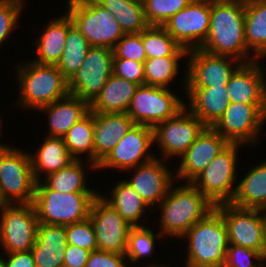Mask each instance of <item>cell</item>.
<instances>
[{
    "label": "cell",
    "mask_w": 266,
    "mask_h": 267,
    "mask_svg": "<svg viewBox=\"0 0 266 267\" xmlns=\"http://www.w3.org/2000/svg\"><path fill=\"white\" fill-rule=\"evenodd\" d=\"M201 49L249 63L257 58L245 40V0L211 2L208 36Z\"/></svg>",
    "instance_id": "obj_1"
},
{
    "label": "cell",
    "mask_w": 266,
    "mask_h": 267,
    "mask_svg": "<svg viewBox=\"0 0 266 267\" xmlns=\"http://www.w3.org/2000/svg\"><path fill=\"white\" fill-rule=\"evenodd\" d=\"M176 183L156 208L160 213L157 230L167 241L168 237L179 240L193 224L207 217L216 206L191 183Z\"/></svg>",
    "instance_id": "obj_2"
},
{
    "label": "cell",
    "mask_w": 266,
    "mask_h": 267,
    "mask_svg": "<svg viewBox=\"0 0 266 267\" xmlns=\"http://www.w3.org/2000/svg\"><path fill=\"white\" fill-rule=\"evenodd\" d=\"M19 85L16 105L22 110H38L69 94L68 80L56 65L26 61L15 64Z\"/></svg>",
    "instance_id": "obj_3"
},
{
    "label": "cell",
    "mask_w": 266,
    "mask_h": 267,
    "mask_svg": "<svg viewBox=\"0 0 266 267\" xmlns=\"http://www.w3.org/2000/svg\"><path fill=\"white\" fill-rule=\"evenodd\" d=\"M180 240L187 244L183 267H224L229 246L227 227L215 209L193 224Z\"/></svg>",
    "instance_id": "obj_4"
},
{
    "label": "cell",
    "mask_w": 266,
    "mask_h": 267,
    "mask_svg": "<svg viewBox=\"0 0 266 267\" xmlns=\"http://www.w3.org/2000/svg\"><path fill=\"white\" fill-rule=\"evenodd\" d=\"M99 192L63 193L36 182L33 206L39 223L67 226L89 218L91 204Z\"/></svg>",
    "instance_id": "obj_5"
},
{
    "label": "cell",
    "mask_w": 266,
    "mask_h": 267,
    "mask_svg": "<svg viewBox=\"0 0 266 267\" xmlns=\"http://www.w3.org/2000/svg\"><path fill=\"white\" fill-rule=\"evenodd\" d=\"M242 144L229 143L190 183L214 205L230 203L236 191ZM242 148V149H241ZM236 184V185H235Z\"/></svg>",
    "instance_id": "obj_6"
},
{
    "label": "cell",
    "mask_w": 266,
    "mask_h": 267,
    "mask_svg": "<svg viewBox=\"0 0 266 267\" xmlns=\"http://www.w3.org/2000/svg\"><path fill=\"white\" fill-rule=\"evenodd\" d=\"M36 180L29 152L13 145L0 147V204L33 203Z\"/></svg>",
    "instance_id": "obj_7"
},
{
    "label": "cell",
    "mask_w": 266,
    "mask_h": 267,
    "mask_svg": "<svg viewBox=\"0 0 266 267\" xmlns=\"http://www.w3.org/2000/svg\"><path fill=\"white\" fill-rule=\"evenodd\" d=\"M66 3L64 11L91 46L113 50L125 35L114 15L95 0H66Z\"/></svg>",
    "instance_id": "obj_8"
},
{
    "label": "cell",
    "mask_w": 266,
    "mask_h": 267,
    "mask_svg": "<svg viewBox=\"0 0 266 267\" xmlns=\"http://www.w3.org/2000/svg\"><path fill=\"white\" fill-rule=\"evenodd\" d=\"M264 125H266V104L230 102L212 128L229 143H238L249 148L259 144Z\"/></svg>",
    "instance_id": "obj_9"
},
{
    "label": "cell",
    "mask_w": 266,
    "mask_h": 267,
    "mask_svg": "<svg viewBox=\"0 0 266 267\" xmlns=\"http://www.w3.org/2000/svg\"><path fill=\"white\" fill-rule=\"evenodd\" d=\"M177 95L174 88L139 85L126 113L135 124L154 128L185 108V97Z\"/></svg>",
    "instance_id": "obj_10"
},
{
    "label": "cell",
    "mask_w": 266,
    "mask_h": 267,
    "mask_svg": "<svg viewBox=\"0 0 266 267\" xmlns=\"http://www.w3.org/2000/svg\"><path fill=\"white\" fill-rule=\"evenodd\" d=\"M185 61V74L181 79L183 87L181 94L185 95L186 88L225 87L241 61L229 57L208 53L201 48L188 50ZM187 68V69H186Z\"/></svg>",
    "instance_id": "obj_11"
},
{
    "label": "cell",
    "mask_w": 266,
    "mask_h": 267,
    "mask_svg": "<svg viewBox=\"0 0 266 267\" xmlns=\"http://www.w3.org/2000/svg\"><path fill=\"white\" fill-rule=\"evenodd\" d=\"M38 226L32 203L0 205L1 253L30 251L37 239Z\"/></svg>",
    "instance_id": "obj_12"
},
{
    "label": "cell",
    "mask_w": 266,
    "mask_h": 267,
    "mask_svg": "<svg viewBox=\"0 0 266 267\" xmlns=\"http://www.w3.org/2000/svg\"><path fill=\"white\" fill-rule=\"evenodd\" d=\"M206 127L197 116L183 108L175 117L153 128L154 144L160 150L155 157L169 163L170 160L180 159Z\"/></svg>",
    "instance_id": "obj_13"
},
{
    "label": "cell",
    "mask_w": 266,
    "mask_h": 267,
    "mask_svg": "<svg viewBox=\"0 0 266 267\" xmlns=\"http://www.w3.org/2000/svg\"><path fill=\"white\" fill-rule=\"evenodd\" d=\"M227 227L229 245L246 247L266 257L263 210L244 209L223 203L215 206Z\"/></svg>",
    "instance_id": "obj_14"
},
{
    "label": "cell",
    "mask_w": 266,
    "mask_h": 267,
    "mask_svg": "<svg viewBox=\"0 0 266 267\" xmlns=\"http://www.w3.org/2000/svg\"><path fill=\"white\" fill-rule=\"evenodd\" d=\"M113 57L112 49L91 46L83 64L68 81L69 94L91 104L113 73Z\"/></svg>",
    "instance_id": "obj_15"
},
{
    "label": "cell",
    "mask_w": 266,
    "mask_h": 267,
    "mask_svg": "<svg viewBox=\"0 0 266 267\" xmlns=\"http://www.w3.org/2000/svg\"><path fill=\"white\" fill-rule=\"evenodd\" d=\"M153 139V128L135 124L126 135L119 140L110 154L97 166L99 169H117L126 173L127 170L135 168L153 160L156 156ZM155 154V155H154Z\"/></svg>",
    "instance_id": "obj_16"
},
{
    "label": "cell",
    "mask_w": 266,
    "mask_h": 267,
    "mask_svg": "<svg viewBox=\"0 0 266 267\" xmlns=\"http://www.w3.org/2000/svg\"><path fill=\"white\" fill-rule=\"evenodd\" d=\"M211 17V2L192 0L163 24L173 39L187 50L201 48L205 42Z\"/></svg>",
    "instance_id": "obj_17"
},
{
    "label": "cell",
    "mask_w": 266,
    "mask_h": 267,
    "mask_svg": "<svg viewBox=\"0 0 266 267\" xmlns=\"http://www.w3.org/2000/svg\"><path fill=\"white\" fill-rule=\"evenodd\" d=\"M89 219L95 231L97 250L125 254L132 226L100 193L91 204Z\"/></svg>",
    "instance_id": "obj_18"
},
{
    "label": "cell",
    "mask_w": 266,
    "mask_h": 267,
    "mask_svg": "<svg viewBox=\"0 0 266 267\" xmlns=\"http://www.w3.org/2000/svg\"><path fill=\"white\" fill-rule=\"evenodd\" d=\"M166 162L164 159L155 157L145 164L127 170L128 175L130 172L133 175L126 177L125 180L139 193L153 212L176 182L175 166L171 170V166Z\"/></svg>",
    "instance_id": "obj_19"
},
{
    "label": "cell",
    "mask_w": 266,
    "mask_h": 267,
    "mask_svg": "<svg viewBox=\"0 0 266 267\" xmlns=\"http://www.w3.org/2000/svg\"><path fill=\"white\" fill-rule=\"evenodd\" d=\"M229 142L212 127L207 126L187 151L176 160V182L190 183Z\"/></svg>",
    "instance_id": "obj_20"
},
{
    "label": "cell",
    "mask_w": 266,
    "mask_h": 267,
    "mask_svg": "<svg viewBox=\"0 0 266 267\" xmlns=\"http://www.w3.org/2000/svg\"><path fill=\"white\" fill-rule=\"evenodd\" d=\"M266 68L258 60L242 63L228 84L230 102L238 104H266Z\"/></svg>",
    "instance_id": "obj_21"
},
{
    "label": "cell",
    "mask_w": 266,
    "mask_h": 267,
    "mask_svg": "<svg viewBox=\"0 0 266 267\" xmlns=\"http://www.w3.org/2000/svg\"><path fill=\"white\" fill-rule=\"evenodd\" d=\"M94 164L98 166L135 122L127 113H94Z\"/></svg>",
    "instance_id": "obj_22"
},
{
    "label": "cell",
    "mask_w": 266,
    "mask_h": 267,
    "mask_svg": "<svg viewBox=\"0 0 266 267\" xmlns=\"http://www.w3.org/2000/svg\"><path fill=\"white\" fill-rule=\"evenodd\" d=\"M48 118L47 137L63 138L67 131L90 112V104L75 95L54 101L37 110Z\"/></svg>",
    "instance_id": "obj_23"
},
{
    "label": "cell",
    "mask_w": 266,
    "mask_h": 267,
    "mask_svg": "<svg viewBox=\"0 0 266 267\" xmlns=\"http://www.w3.org/2000/svg\"><path fill=\"white\" fill-rule=\"evenodd\" d=\"M185 107L206 126L212 127L230 103L227 87L186 88Z\"/></svg>",
    "instance_id": "obj_24"
},
{
    "label": "cell",
    "mask_w": 266,
    "mask_h": 267,
    "mask_svg": "<svg viewBox=\"0 0 266 267\" xmlns=\"http://www.w3.org/2000/svg\"><path fill=\"white\" fill-rule=\"evenodd\" d=\"M59 15L48 20L39 37L34 38L36 56L31 61L48 65H57L60 61L69 31V15L66 11Z\"/></svg>",
    "instance_id": "obj_25"
},
{
    "label": "cell",
    "mask_w": 266,
    "mask_h": 267,
    "mask_svg": "<svg viewBox=\"0 0 266 267\" xmlns=\"http://www.w3.org/2000/svg\"><path fill=\"white\" fill-rule=\"evenodd\" d=\"M66 246L65 226L39 223L37 239L31 249L35 267H63Z\"/></svg>",
    "instance_id": "obj_26"
},
{
    "label": "cell",
    "mask_w": 266,
    "mask_h": 267,
    "mask_svg": "<svg viewBox=\"0 0 266 267\" xmlns=\"http://www.w3.org/2000/svg\"><path fill=\"white\" fill-rule=\"evenodd\" d=\"M114 185L109 195L99 193L132 227L144 226L146 223L141 222H145V218L148 220L147 213H153V210L124 178Z\"/></svg>",
    "instance_id": "obj_27"
},
{
    "label": "cell",
    "mask_w": 266,
    "mask_h": 267,
    "mask_svg": "<svg viewBox=\"0 0 266 267\" xmlns=\"http://www.w3.org/2000/svg\"><path fill=\"white\" fill-rule=\"evenodd\" d=\"M231 205L266 210V160L259 161L238 181Z\"/></svg>",
    "instance_id": "obj_28"
},
{
    "label": "cell",
    "mask_w": 266,
    "mask_h": 267,
    "mask_svg": "<svg viewBox=\"0 0 266 267\" xmlns=\"http://www.w3.org/2000/svg\"><path fill=\"white\" fill-rule=\"evenodd\" d=\"M36 151L29 152L33 175L40 181L51 172L67 167L75 159L68 152L63 138L44 136Z\"/></svg>",
    "instance_id": "obj_29"
},
{
    "label": "cell",
    "mask_w": 266,
    "mask_h": 267,
    "mask_svg": "<svg viewBox=\"0 0 266 267\" xmlns=\"http://www.w3.org/2000/svg\"><path fill=\"white\" fill-rule=\"evenodd\" d=\"M88 166V167H87ZM86 167V168H85ZM88 169V170H87ZM97 170V166L84 159L74 160L67 167L51 172L41 181L50 189L63 193L73 192H100L97 188L87 185L90 173L86 171ZM87 179V180H86Z\"/></svg>",
    "instance_id": "obj_30"
},
{
    "label": "cell",
    "mask_w": 266,
    "mask_h": 267,
    "mask_svg": "<svg viewBox=\"0 0 266 267\" xmlns=\"http://www.w3.org/2000/svg\"><path fill=\"white\" fill-rule=\"evenodd\" d=\"M138 87V84L112 73L100 94L90 104V111L94 113H126Z\"/></svg>",
    "instance_id": "obj_31"
},
{
    "label": "cell",
    "mask_w": 266,
    "mask_h": 267,
    "mask_svg": "<svg viewBox=\"0 0 266 267\" xmlns=\"http://www.w3.org/2000/svg\"><path fill=\"white\" fill-rule=\"evenodd\" d=\"M245 40L256 58L266 50V0H245Z\"/></svg>",
    "instance_id": "obj_32"
},
{
    "label": "cell",
    "mask_w": 266,
    "mask_h": 267,
    "mask_svg": "<svg viewBox=\"0 0 266 267\" xmlns=\"http://www.w3.org/2000/svg\"><path fill=\"white\" fill-rule=\"evenodd\" d=\"M114 15L125 34L141 33L150 25L145 18L143 3L136 0H95Z\"/></svg>",
    "instance_id": "obj_33"
},
{
    "label": "cell",
    "mask_w": 266,
    "mask_h": 267,
    "mask_svg": "<svg viewBox=\"0 0 266 267\" xmlns=\"http://www.w3.org/2000/svg\"><path fill=\"white\" fill-rule=\"evenodd\" d=\"M63 141L67 146L68 152L75 160L84 158V160L94 163L93 112L90 111L84 118L76 122L67 131ZM81 156L84 157L82 158Z\"/></svg>",
    "instance_id": "obj_34"
},
{
    "label": "cell",
    "mask_w": 266,
    "mask_h": 267,
    "mask_svg": "<svg viewBox=\"0 0 266 267\" xmlns=\"http://www.w3.org/2000/svg\"><path fill=\"white\" fill-rule=\"evenodd\" d=\"M62 57L57 63V68L69 81L79 70L84 62L91 45L73 24L69 16V31L66 37Z\"/></svg>",
    "instance_id": "obj_35"
},
{
    "label": "cell",
    "mask_w": 266,
    "mask_h": 267,
    "mask_svg": "<svg viewBox=\"0 0 266 267\" xmlns=\"http://www.w3.org/2000/svg\"><path fill=\"white\" fill-rule=\"evenodd\" d=\"M158 239V240H157ZM167 240L159 231H153L149 224L147 226H135L132 227L127 240V249L125 252L128 264H139L142 263L143 259L147 258L145 261L149 262L155 256L156 244L159 241ZM156 240L158 242H156Z\"/></svg>",
    "instance_id": "obj_36"
},
{
    "label": "cell",
    "mask_w": 266,
    "mask_h": 267,
    "mask_svg": "<svg viewBox=\"0 0 266 267\" xmlns=\"http://www.w3.org/2000/svg\"><path fill=\"white\" fill-rule=\"evenodd\" d=\"M187 56H166L160 58H147L144 61L145 85L171 89V83L177 81L180 75L181 62ZM182 60V61H180ZM175 80V81H174Z\"/></svg>",
    "instance_id": "obj_37"
},
{
    "label": "cell",
    "mask_w": 266,
    "mask_h": 267,
    "mask_svg": "<svg viewBox=\"0 0 266 267\" xmlns=\"http://www.w3.org/2000/svg\"><path fill=\"white\" fill-rule=\"evenodd\" d=\"M142 40L147 58L187 56L188 53L162 26H149L143 30Z\"/></svg>",
    "instance_id": "obj_38"
},
{
    "label": "cell",
    "mask_w": 266,
    "mask_h": 267,
    "mask_svg": "<svg viewBox=\"0 0 266 267\" xmlns=\"http://www.w3.org/2000/svg\"><path fill=\"white\" fill-rule=\"evenodd\" d=\"M192 0H144L145 18L150 26H163Z\"/></svg>",
    "instance_id": "obj_39"
},
{
    "label": "cell",
    "mask_w": 266,
    "mask_h": 267,
    "mask_svg": "<svg viewBox=\"0 0 266 267\" xmlns=\"http://www.w3.org/2000/svg\"><path fill=\"white\" fill-rule=\"evenodd\" d=\"M25 1L0 0V49L2 44L10 40V36H13L14 31L16 33L15 29L20 24L19 19H21L20 17L26 9L25 4L27 3Z\"/></svg>",
    "instance_id": "obj_40"
},
{
    "label": "cell",
    "mask_w": 266,
    "mask_h": 267,
    "mask_svg": "<svg viewBox=\"0 0 266 267\" xmlns=\"http://www.w3.org/2000/svg\"><path fill=\"white\" fill-rule=\"evenodd\" d=\"M67 244L89 251L97 250V241L92 222L89 218L65 226Z\"/></svg>",
    "instance_id": "obj_41"
},
{
    "label": "cell",
    "mask_w": 266,
    "mask_h": 267,
    "mask_svg": "<svg viewBox=\"0 0 266 267\" xmlns=\"http://www.w3.org/2000/svg\"><path fill=\"white\" fill-rule=\"evenodd\" d=\"M113 59H127L144 63L147 59L143 47L142 32L123 35L114 49Z\"/></svg>",
    "instance_id": "obj_42"
},
{
    "label": "cell",
    "mask_w": 266,
    "mask_h": 267,
    "mask_svg": "<svg viewBox=\"0 0 266 267\" xmlns=\"http://www.w3.org/2000/svg\"><path fill=\"white\" fill-rule=\"evenodd\" d=\"M265 256L253 249L229 245L224 267H261Z\"/></svg>",
    "instance_id": "obj_43"
},
{
    "label": "cell",
    "mask_w": 266,
    "mask_h": 267,
    "mask_svg": "<svg viewBox=\"0 0 266 267\" xmlns=\"http://www.w3.org/2000/svg\"><path fill=\"white\" fill-rule=\"evenodd\" d=\"M113 74L129 82L144 85V63L127 59H113Z\"/></svg>",
    "instance_id": "obj_44"
},
{
    "label": "cell",
    "mask_w": 266,
    "mask_h": 267,
    "mask_svg": "<svg viewBox=\"0 0 266 267\" xmlns=\"http://www.w3.org/2000/svg\"><path fill=\"white\" fill-rule=\"evenodd\" d=\"M125 254L95 250L91 251L86 267H131Z\"/></svg>",
    "instance_id": "obj_45"
},
{
    "label": "cell",
    "mask_w": 266,
    "mask_h": 267,
    "mask_svg": "<svg viewBox=\"0 0 266 267\" xmlns=\"http://www.w3.org/2000/svg\"><path fill=\"white\" fill-rule=\"evenodd\" d=\"M90 252L87 249L67 244L64 251L63 267H86Z\"/></svg>",
    "instance_id": "obj_46"
},
{
    "label": "cell",
    "mask_w": 266,
    "mask_h": 267,
    "mask_svg": "<svg viewBox=\"0 0 266 267\" xmlns=\"http://www.w3.org/2000/svg\"><path fill=\"white\" fill-rule=\"evenodd\" d=\"M6 267H35L34 258L30 251L16 253H1Z\"/></svg>",
    "instance_id": "obj_47"
},
{
    "label": "cell",
    "mask_w": 266,
    "mask_h": 267,
    "mask_svg": "<svg viewBox=\"0 0 266 267\" xmlns=\"http://www.w3.org/2000/svg\"><path fill=\"white\" fill-rule=\"evenodd\" d=\"M3 118H4V117H2V116L0 115V135L3 133V131H2V130H3L2 127L4 126V125H3L4 122H2V121H4ZM6 145H8V143L6 144V143H1V142H0V147H4V146H6Z\"/></svg>",
    "instance_id": "obj_48"
},
{
    "label": "cell",
    "mask_w": 266,
    "mask_h": 267,
    "mask_svg": "<svg viewBox=\"0 0 266 267\" xmlns=\"http://www.w3.org/2000/svg\"><path fill=\"white\" fill-rule=\"evenodd\" d=\"M263 221H264V237H265V246H266V210H263Z\"/></svg>",
    "instance_id": "obj_49"
},
{
    "label": "cell",
    "mask_w": 266,
    "mask_h": 267,
    "mask_svg": "<svg viewBox=\"0 0 266 267\" xmlns=\"http://www.w3.org/2000/svg\"><path fill=\"white\" fill-rule=\"evenodd\" d=\"M166 265H167V266H166ZM166 265H165V264H164V265H161V264H159V263L156 264V262L152 264V263L150 262V263H149L148 265H146L145 267H168V264H166ZM143 267H144V266H143Z\"/></svg>",
    "instance_id": "obj_50"
},
{
    "label": "cell",
    "mask_w": 266,
    "mask_h": 267,
    "mask_svg": "<svg viewBox=\"0 0 266 267\" xmlns=\"http://www.w3.org/2000/svg\"><path fill=\"white\" fill-rule=\"evenodd\" d=\"M0 267H6L5 261H4V256L1 253H0Z\"/></svg>",
    "instance_id": "obj_51"
},
{
    "label": "cell",
    "mask_w": 266,
    "mask_h": 267,
    "mask_svg": "<svg viewBox=\"0 0 266 267\" xmlns=\"http://www.w3.org/2000/svg\"><path fill=\"white\" fill-rule=\"evenodd\" d=\"M264 57L266 58V50L257 58L260 64H261V60L264 59Z\"/></svg>",
    "instance_id": "obj_52"
},
{
    "label": "cell",
    "mask_w": 266,
    "mask_h": 267,
    "mask_svg": "<svg viewBox=\"0 0 266 267\" xmlns=\"http://www.w3.org/2000/svg\"><path fill=\"white\" fill-rule=\"evenodd\" d=\"M206 2H222V1H229V0H202Z\"/></svg>",
    "instance_id": "obj_53"
},
{
    "label": "cell",
    "mask_w": 266,
    "mask_h": 267,
    "mask_svg": "<svg viewBox=\"0 0 266 267\" xmlns=\"http://www.w3.org/2000/svg\"><path fill=\"white\" fill-rule=\"evenodd\" d=\"M136 1H138V2H141V3H143V2H144V0H136Z\"/></svg>",
    "instance_id": "obj_54"
}]
</instances>
